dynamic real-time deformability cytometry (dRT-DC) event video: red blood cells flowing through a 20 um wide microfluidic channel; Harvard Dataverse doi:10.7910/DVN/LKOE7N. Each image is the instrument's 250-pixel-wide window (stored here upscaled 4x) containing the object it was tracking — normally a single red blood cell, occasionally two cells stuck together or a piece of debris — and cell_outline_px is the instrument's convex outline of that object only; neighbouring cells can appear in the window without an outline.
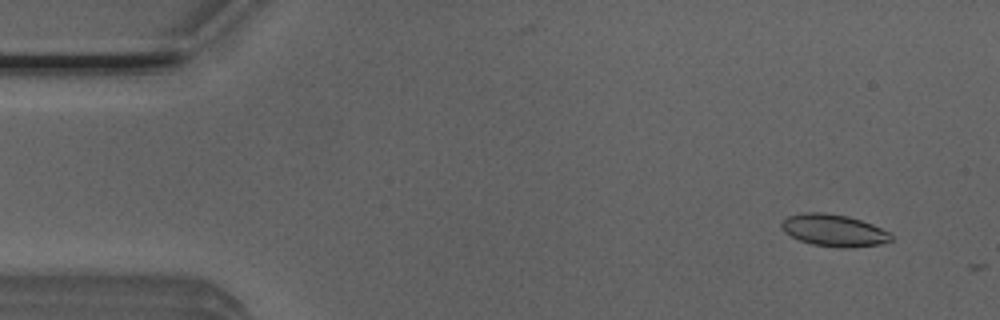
{"species": "Egyptian fruit bat (a non-hibernating species)", "species_latin": "Rousettus aegyptiacus", "temperature_condition": "room temperature", "stored_images_in_passage": 4, "camera_frame_rate_fps": 3000, "um_per_image_px": 0.085, "animal": {"sex": "male"}, "frame": {"image": 1, "passage_image": 3, "time_ms": 0.667, "image_size_px": [1000, 320], "cell_outline_px": [[892, 240], [880, 244], [852, 248], [840, 248], [812, 244], [800, 240], [784, 232], [780, 228], [780, 224], [788, 216], [804, 212], [824, 212], [848, 216], [872, 224], [888, 232], [892, 236]], "centroid_in_image_um": [70.86, 19.58], "position_along_channel_um": 14.1, "area_um2": 20.46}}